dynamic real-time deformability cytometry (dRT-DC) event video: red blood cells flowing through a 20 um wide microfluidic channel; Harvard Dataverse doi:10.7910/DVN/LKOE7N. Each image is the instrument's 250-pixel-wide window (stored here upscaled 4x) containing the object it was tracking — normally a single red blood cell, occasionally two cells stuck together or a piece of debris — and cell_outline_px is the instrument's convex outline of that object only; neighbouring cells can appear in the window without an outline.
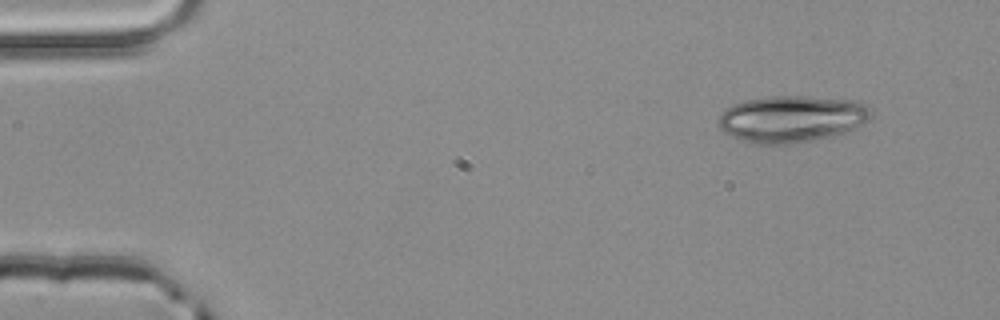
{"species": "common noctule bat (a hibernating species)", "species_latin": "Nyctalus noctula", "temperature_condition": "room temperature", "stored_images_in_passage": 4, "camera_frame_rate_fps": 3000, "um_per_image_px": 0.085, "animal": {"sex": "male", "body_mass_g": 20.4}, "frame": {"image": 1, "passage_image": 1, "time_ms": 0.0, "image_size_px": [1000, 320], "cell_outline_px": [[872, 116], [868, 120], [844, 132], [832, 136], [812, 140], [788, 144], [756, 144], [740, 140], [724, 132], [720, 128], [720, 116], [732, 104], [744, 100], [768, 96], [804, 96], [856, 100], [872, 108]], "centroid_in_image_um": [67.31, 10.09], "position_along_channel_um": 17.7, "area_um2": 41.44}}